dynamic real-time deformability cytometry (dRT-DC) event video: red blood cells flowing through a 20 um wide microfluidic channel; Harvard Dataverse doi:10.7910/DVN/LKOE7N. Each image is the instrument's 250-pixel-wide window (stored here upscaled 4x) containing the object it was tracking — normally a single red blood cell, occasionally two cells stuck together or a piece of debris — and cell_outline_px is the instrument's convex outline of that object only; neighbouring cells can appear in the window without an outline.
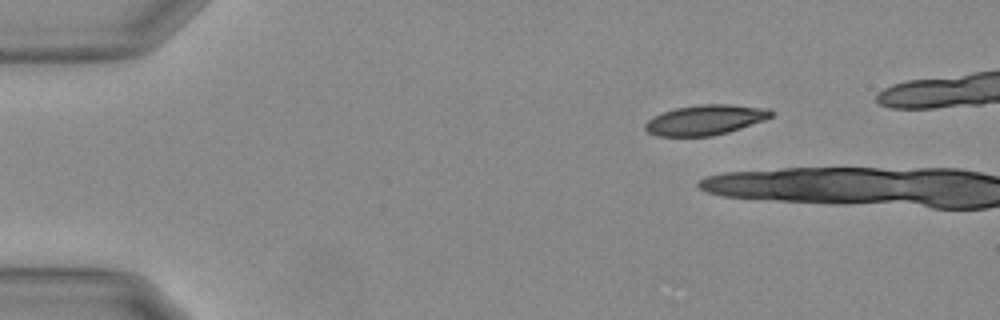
{"species": "Egyptian fruit bat (a non-hibernating species)", "species_latin": "Rousettus aegyptiacus", "temperature_condition": "warm", "stored_images_in_passage": 3, "camera_frame_rate_fps": 3000, "um_per_image_px": 0.085, "animal": {"sex": "female"}, "frame": {"image": 1, "passage_image": 1, "time_ms": 0.0, "image_size_px": [1000, 320], "cell_outline_px": [[772, 116], [764, 120], [728, 132], [712, 136], [656, 136], [648, 132], [644, 128], [644, 124], [652, 116], [676, 108], [700, 104], [728, 104], [768, 108], [772, 112]], "centroid_in_image_um": [59.92, 10.19], "position_along_channel_um": 25.1, "area_um2": 22.02}}